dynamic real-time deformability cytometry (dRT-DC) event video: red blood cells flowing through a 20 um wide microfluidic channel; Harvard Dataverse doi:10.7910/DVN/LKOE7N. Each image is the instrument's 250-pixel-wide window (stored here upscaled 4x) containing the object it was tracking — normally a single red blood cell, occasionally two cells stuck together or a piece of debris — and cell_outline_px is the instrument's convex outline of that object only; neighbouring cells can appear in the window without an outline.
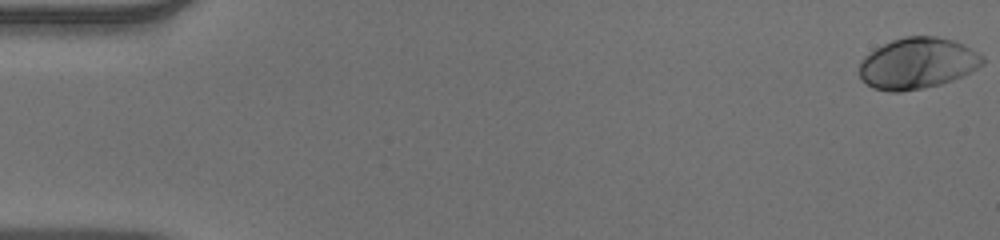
{"species": "human", "species_latin": "Homo sapiens", "temperature_condition": "warm", "stored_images_in_passage": 54, "camera_frame_rate_fps": 3000, "um_per_image_px": 0.085, "donor": {"sex": "male"}, "frame": {"image": 1, "passage_image": 1, "time_ms": 0.0, "image_size_px": [1000, 240], "cell_outline_px": [[984, 64], [960, 76], [940, 84], [900, 92], [892, 92], [872, 88], [860, 80], [860, 60], [864, 56], [876, 48], [892, 40], [904, 36], [936, 36], [956, 40], [980, 52], [984, 56]], "centroid_in_image_um": [77.98, 5.36], "position_along_channel_um": 7.0, "area_um2": 36.82}}
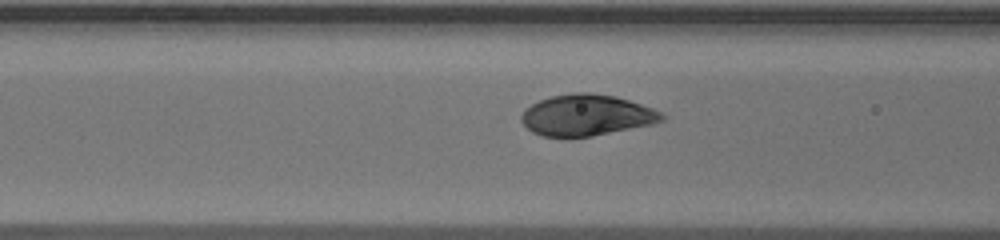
{"frame": {"image": 2, "passage_image": 22, "time_ms": 7.0, "image_size_px": [1000, 240], "cell_outline_px": [[668, 116], [664, 120], [652, 124], [592, 136], [544, 136], [532, 132], [520, 120], [520, 116], [532, 104], [540, 100], [552, 96], [572, 92], [588, 92], [616, 96], [652, 108]], "centroid_in_image_um": [49.88, 9.78], "position_along_channel_um": 116.7, "area_um2": 33.41}}
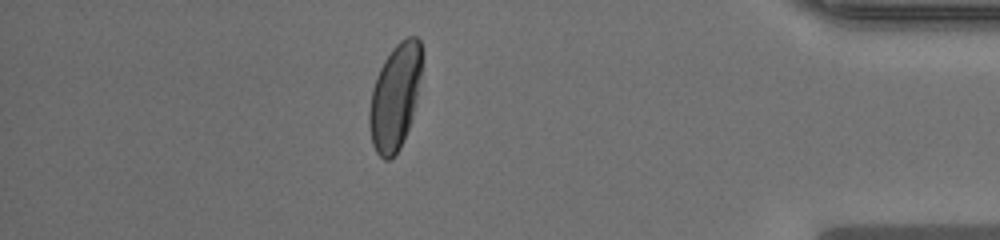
{"frame": {"image": 3, "passage_image": 47, "time_ms": 15.333, "image_size_px": [1000, 240], "cell_outline_px": [[420, 76], [416, 104], [408, 128], [400, 148], [388, 160], [384, 160], [376, 152], [372, 144], [368, 128], [368, 112], [372, 88], [376, 76], [384, 60], [392, 48], [400, 40], [408, 36], [416, 36], [420, 40]], "centroid_in_image_um": [33.54, 8.24], "position_along_channel_um": 401.7, "area_um2": 32.25}, "authors_computed_cell_mechanics": {"area_um2": 34.7378, "velocity_mm_per_s": 3.8811, "shape_relaxation_time_tau1_ms": 2.2489, "shape_relaxation_time_tau2_ms": null, "deformation_change_tau1": 0.1694, "deformation_change_tau2": null}}